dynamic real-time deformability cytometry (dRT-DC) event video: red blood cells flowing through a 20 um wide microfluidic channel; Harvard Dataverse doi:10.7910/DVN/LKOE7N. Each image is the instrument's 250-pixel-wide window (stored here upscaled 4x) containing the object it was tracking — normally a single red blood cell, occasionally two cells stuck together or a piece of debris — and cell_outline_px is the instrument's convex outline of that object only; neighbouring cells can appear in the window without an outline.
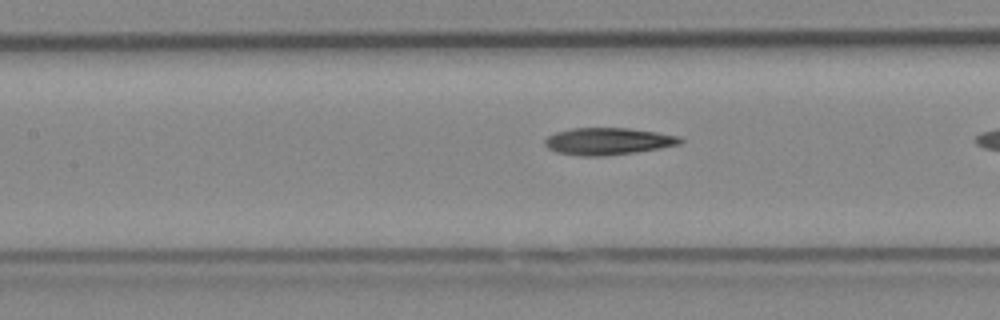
{"species": "Egyptian fruit bat (a non-hibernating species)", "species_latin": "Rousettus aegyptiacus", "temperature_condition": "cold", "stored_images_in_passage": 21, "camera_frame_rate_fps": 3000, "um_per_image_px": 0.085, "animal": {"sex": "female"}, "frame": {"image": 1, "passage_image": 19, "time_ms": 6.0, "image_size_px": [1000, 320], "cell_outline_px": [[684, 140], [680, 144], [660, 148], [636, 152], [604, 156], [580, 156], [556, 152], [548, 148], [544, 144], [544, 140], [548, 136], [556, 132], [572, 128], [628, 128], [656, 132], [680, 136]], "centroid_in_image_um": [51.67, 12.01], "position_along_channel_um": 155.7, "area_um2": 21.39}}